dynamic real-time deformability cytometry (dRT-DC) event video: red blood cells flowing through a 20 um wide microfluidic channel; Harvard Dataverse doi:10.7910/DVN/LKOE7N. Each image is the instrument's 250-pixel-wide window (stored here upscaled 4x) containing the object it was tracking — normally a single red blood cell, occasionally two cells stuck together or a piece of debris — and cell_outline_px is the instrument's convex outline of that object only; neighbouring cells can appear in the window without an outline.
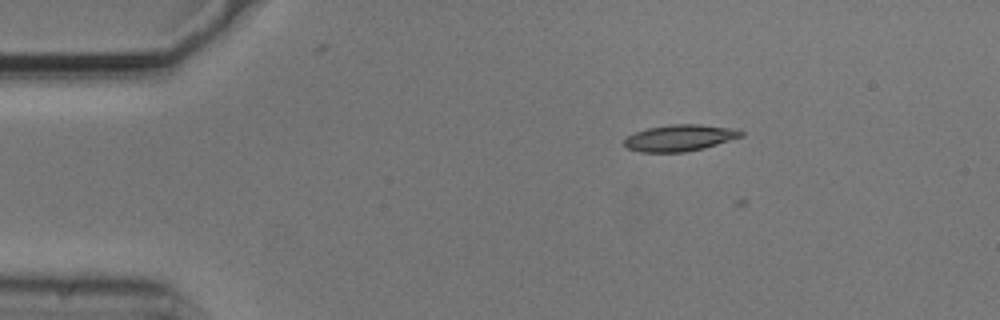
{"species": "common noctule bat (a hibernating species)", "species_latin": "Nyctalus noctula", "temperature_condition": "cold", "stored_images_in_passage": 3, "camera_frame_rate_fps": 3000, "um_per_image_px": 0.085, "animal": {"sex": "male", "body_mass_g": 20.5, "forearm_length_mm": 52.5}, "frame": {"image": 1, "passage_image": 2, "time_ms": 0.333, "image_size_px": [1000, 320], "cell_outline_px": [[744, 136], [704, 148], [684, 152], [640, 152], [628, 148], [624, 144], [624, 140], [628, 136], [636, 132], [648, 128], [672, 124], [700, 124], [736, 128], [744, 132]], "centroid_in_image_um": [57.83, 11.71], "position_along_channel_um": 27.2, "area_um2": 18.03}}